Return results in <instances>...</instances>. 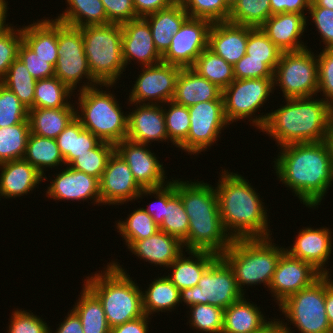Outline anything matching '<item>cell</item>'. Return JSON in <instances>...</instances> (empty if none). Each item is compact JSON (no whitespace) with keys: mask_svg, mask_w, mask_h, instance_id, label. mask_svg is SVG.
Returning a JSON list of instances; mask_svg holds the SVG:
<instances>
[{"mask_svg":"<svg viewBox=\"0 0 333 333\" xmlns=\"http://www.w3.org/2000/svg\"><path fill=\"white\" fill-rule=\"evenodd\" d=\"M278 149V179L308 208L318 207L333 182V150L329 140L293 143Z\"/></svg>","mask_w":333,"mask_h":333,"instance_id":"1","label":"cell"},{"mask_svg":"<svg viewBox=\"0 0 333 333\" xmlns=\"http://www.w3.org/2000/svg\"><path fill=\"white\" fill-rule=\"evenodd\" d=\"M221 173L215 190L226 233L232 240L270 237L268 210L256 188L241 174L225 169Z\"/></svg>","mask_w":333,"mask_h":333,"instance_id":"2","label":"cell"},{"mask_svg":"<svg viewBox=\"0 0 333 333\" xmlns=\"http://www.w3.org/2000/svg\"><path fill=\"white\" fill-rule=\"evenodd\" d=\"M286 105L269 112L261 129L278 143H313L329 140L333 125V108L322 98H290Z\"/></svg>","mask_w":333,"mask_h":333,"instance_id":"3","label":"cell"},{"mask_svg":"<svg viewBox=\"0 0 333 333\" xmlns=\"http://www.w3.org/2000/svg\"><path fill=\"white\" fill-rule=\"evenodd\" d=\"M102 273L86 277L84 284L101 302L108 326L114 328L144 316L142 290L118 262Z\"/></svg>","mask_w":333,"mask_h":333,"instance_id":"4","label":"cell"},{"mask_svg":"<svg viewBox=\"0 0 333 333\" xmlns=\"http://www.w3.org/2000/svg\"><path fill=\"white\" fill-rule=\"evenodd\" d=\"M272 237L234 239L221 255L233 270L236 283L245 295V285L263 283L269 288L280 256L285 248L272 243Z\"/></svg>","mask_w":333,"mask_h":333,"instance_id":"5","label":"cell"},{"mask_svg":"<svg viewBox=\"0 0 333 333\" xmlns=\"http://www.w3.org/2000/svg\"><path fill=\"white\" fill-rule=\"evenodd\" d=\"M100 86V87H99ZM87 88L77 94L79 103L76 118L84 129L94 134L100 141L116 145L127 138L128 115L125 114L114 94L101 87H113V84H100ZM81 109V111H80ZM79 111V112H78ZM81 112V114H79ZM125 114V115H124Z\"/></svg>","mask_w":333,"mask_h":333,"instance_id":"6","label":"cell"},{"mask_svg":"<svg viewBox=\"0 0 333 333\" xmlns=\"http://www.w3.org/2000/svg\"><path fill=\"white\" fill-rule=\"evenodd\" d=\"M92 77L99 84H116L125 67L120 24L79 28Z\"/></svg>","mask_w":333,"mask_h":333,"instance_id":"7","label":"cell"},{"mask_svg":"<svg viewBox=\"0 0 333 333\" xmlns=\"http://www.w3.org/2000/svg\"><path fill=\"white\" fill-rule=\"evenodd\" d=\"M279 309L288 323L290 321L301 333H333L325 308V274L310 286L288 296L279 304ZM283 325L293 333L287 323Z\"/></svg>","mask_w":333,"mask_h":333,"instance_id":"8","label":"cell"},{"mask_svg":"<svg viewBox=\"0 0 333 333\" xmlns=\"http://www.w3.org/2000/svg\"><path fill=\"white\" fill-rule=\"evenodd\" d=\"M273 78L235 79L222 90L224 114L229 124L248 118L261 130L269 113L255 115L275 90ZM238 119V120H237ZM232 122V123H231Z\"/></svg>","mask_w":333,"mask_h":333,"instance_id":"9","label":"cell"},{"mask_svg":"<svg viewBox=\"0 0 333 333\" xmlns=\"http://www.w3.org/2000/svg\"><path fill=\"white\" fill-rule=\"evenodd\" d=\"M243 296L233 270L218 256L204 271L196 286L180 291V302L189 307L195 304H211L226 309Z\"/></svg>","mask_w":333,"mask_h":333,"instance_id":"10","label":"cell"},{"mask_svg":"<svg viewBox=\"0 0 333 333\" xmlns=\"http://www.w3.org/2000/svg\"><path fill=\"white\" fill-rule=\"evenodd\" d=\"M314 55L309 48L282 52L274 70L273 85L280 86L285 99L317 96L318 62Z\"/></svg>","mask_w":333,"mask_h":333,"instance_id":"11","label":"cell"},{"mask_svg":"<svg viewBox=\"0 0 333 333\" xmlns=\"http://www.w3.org/2000/svg\"><path fill=\"white\" fill-rule=\"evenodd\" d=\"M58 60L54 68V76L72 91L77 84L86 78L78 91L100 85L91 75L84 52V41L81 30L58 21Z\"/></svg>","mask_w":333,"mask_h":333,"instance_id":"12","label":"cell"},{"mask_svg":"<svg viewBox=\"0 0 333 333\" xmlns=\"http://www.w3.org/2000/svg\"><path fill=\"white\" fill-rule=\"evenodd\" d=\"M190 130L187 138L178 146L188 154H200L220 138L228 125L224 114L223 100L199 102L188 107ZM206 149V150H205Z\"/></svg>","mask_w":333,"mask_h":333,"instance_id":"13","label":"cell"},{"mask_svg":"<svg viewBox=\"0 0 333 333\" xmlns=\"http://www.w3.org/2000/svg\"><path fill=\"white\" fill-rule=\"evenodd\" d=\"M141 69L127 99L130 104L165 105L172 101L181 67L160 62Z\"/></svg>","mask_w":333,"mask_h":333,"instance_id":"14","label":"cell"},{"mask_svg":"<svg viewBox=\"0 0 333 333\" xmlns=\"http://www.w3.org/2000/svg\"><path fill=\"white\" fill-rule=\"evenodd\" d=\"M211 26L209 20L188 17L172 37L170 47L162 55V62L181 68L192 67L198 56L208 48Z\"/></svg>","mask_w":333,"mask_h":333,"instance_id":"15","label":"cell"},{"mask_svg":"<svg viewBox=\"0 0 333 333\" xmlns=\"http://www.w3.org/2000/svg\"><path fill=\"white\" fill-rule=\"evenodd\" d=\"M148 144H140L124 139L115 145V151L128 164L135 181L142 189H153L166 185L163 164L154 153L147 149Z\"/></svg>","mask_w":333,"mask_h":333,"instance_id":"16","label":"cell"},{"mask_svg":"<svg viewBox=\"0 0 333 333\" xmlns=\"http://www.w3.org/2000/svg\"><path fill=\"white\" fill-rule=\"evenodd\" d=\"M321 275L310 263L294 258L285 251L280 256L268 290L279 305L288 296L310 286Z\"/></svg>","mask_w":333,"mask_h":333,"instance_id":"17","label":"cell"},{"mask_svg":"<svg viewBox=\"0 0 333 333\" xmlns=\"http://www.w3.org/2000/svg\"><path fill=\"white\" fill-rule=\"evenodd\" d=\"M141 191L128 164L114 151L100 180L101 204L122 205L124 202L135 201Z\"/></svg>","mask_w":333,"mask_h":333,"instance_id":"18","label":"cell"},{"mask_svg":"<svg viewBox=\"0 0 333 333\" xmlns=\"http://www.w3.org/2000/svg\"><path fill=\"white\" fill-rule=\"evenodd\" d=\"M232 242L226 233L220 214L192 215L189 218L187 240L183 243L186 251H208L221 256Z\"/></svg>","mask_w":333,"mask_h":333,"instance_id":"19","label":"cell"},{"mask_svg":"<svg viewBox=\"0 0 333 333\" xmlns=\"http://www.w3.org/2000/svg\"><path fill=\"white\" fill-rule=\"evenodd\" d=\"M47 186L46 196L53 200L86 201L100 205V180L67 166Z\"/></svg>","mask_w":333,"mask_h":333,"instance_id":"20","label":"cell"},{"mask_svg":"<svg viewBox=\"0 0 333 333\" xmlns=\"http://www.w3.org/2000/svg\"><path fill=\"white\" fill-rule=\"evenodd\" d=\"M121 27L125 67L131 60H137L142 67L162 62V55L154 45L151 28L144 18L123 23Z\"/></svg>","mask_w":333,"mask_h":333,"instance_id":"21","label":"cell"},{"mask_svg":"<svg viewBox=\"0 0 333 333\" xmlns=\"http://www.w3.org/2000/svg\"><path fill=\"white\" fill-rule=\"evenodd\" d=\"M304 228L298 232L292 247L285 248V251L294 258L310 263L322 275L329 274L325 265L332 253V231L327 227Z\"/></svg>","mask_w":333,"mask_h":333,"instance_id":"22","label":"cell"},{"mask_svg":"<svg viewBox=\"0 0 333 333\" xmlns=\"http://www.w3.org/2000/svg\"><path fill=\"white\" fill-rule=\"evenodd\" d=\"M163 106L139 104L135 110L129 112L126 139L140 144L166 140L168 142Z\"/></svg>","mask_w":333,"mask_h":333,"instance_id":"23","label":"cell"},{"mask_svg":"<svg viewBox=\"0 0 333 333\" xmlns=\"http://www.w3.org/2000/svg\"><path fill=\"white\" fill-rule=\"evenodd\" d=\"M306 15L298 13H278L271 15L260 29L282 51H299L307 48L301 40L306 29Z\"/></svg>","mask_w":333,"mask_h":333,"instance_id":"24","label":"cell"},{"mask_svg":"<svg viewBox=\"0 0 333 333\" xmlns=\"http://www.w3.org/2000/svg\"><path fill=\"white\" fill-rule=\"evenodd\" d=\"M247 26L214 22L209 31L208 48L234 65L246 54Z\"/></svg>","mask_w":333,"mask_h":333,"instance_id":"25","label":"cell"},{"mask_svg":"<svg viewBox=\"0 0 333 333\" xmlns=\"http://www.w3.org/2000/svg\"><path fill=\"white\" fill-rule=\"evenodd\" d=\"M0 193L5 198L21 197L44 181V176L24 158L0 164Z\"/></svg>","mask_w":333,"mask_h":333,"instance_id":"26","label":"cell"},{"mask_svg":"<svg viewBox=\"0 0 333 333\" xmlns=\"http://www.w3.org/2000/svg\"><path fill=\"white\" fill-rule=\"evenodd\" d=\"M183 243L163 231L134 241L128 249L138 258L154 265L168 268L183 251Z\"/></svg>","mask_w":333,"mask_h":333,"instance_id":"27","label":"cell"},{"mask_svg":"<svg viewBox=\"0 0 333 333\" xmlns=\"http://www.w3.org/2000/svg\"><path fill=\"white\" fill-rule=\"evenodd\" d=\"M211 100H223L222 90L191 67L181 68L172 101L190 107Z\"/></svg>","mask_w":333,"mask_h":333,"instance_id":"28","label":"cell"},{"mask_svg":"<svg viewBox=\"0 0 333 333\" xmlns=\"http://www.w3.org/2000/svg\"><path fill=\"white\" fill-rule=\"evenodd\" d=\"M175 191L185 207L188 218L200 214H220L215 187L203 181L175 179Z\"/></svg>","mask_w":333,"mask_h":333,"instance_id":"29","label":"cell"},{"mask_svg":"<svg viewBox=\"0 0 333 333\" xmlns=\"http://www.w3.org/2000/svg\"><path fill=\"white\" fill-rule=\"evenodd\" d=\"M22 41L39 57L50 60V64L55 68L58 60L57 20L47 18L22 26Z\"/></svg>","mask_w":333,"mask_h":333,"instance_id":"30","label":"cell"},{"mask_svg":"<svg viewBox=\"0 0 333 333\" xmlns=\"http://www.w3.org/2000/svg\"><path fill=\"white\" fill-rule=\"evenodd\" d=\"M185 252L190 256L186 257L181 253L168 267L172 272L168 273L167 277L180 291L196 286L204 271L218 257L217 254L208 251Z\"/></svg>","mask_w":333,"mask_h":333,"instance_id":"31","label":"cell"},{"mask_svg":"<svg viewBox=\"0 0 333 333\" xmlns=\"http://www.w3.org/2000/svg\"><path fill=\"white\" fill-rule=\"evenodd\" d=\"M188 17L181 3H173L166 9L144 17L151 28L154 45L161 55L168 50L172 37Z\"/></svg>","mask_w":333,"mask_h":333,"instance_id":"32","label":"cell"},{"mask_svg":"<svg viewBox=\"0 0 333 333\" xmlns=\"http://www.w3.org/2000/svg\"><path fill=\"white\" fill-rule=\"evenodd\" d=\"M269 322L260 307L247 301L244 295L224 309L222 333H255Z\"/></svg>","mask_w":333,"mask_h":333,"instance_id":"33","label":"cell"},{"mask_svg":"<svg viewBox=\"0 0 333 333\" xmlns=\"http://www.w3.org/2000/svg\"><path fill=\"white\" fill-rule=\"evenodd\" d=\"M71 103L63 108H31L29 123L31 133L56 139L58 135L76 118V109Z\"/></svg>","mask_w":333,"mask_h":333,"instance_id":"34","label":"cell"},{"mask_svg":"<svg viewBox=\"0 0 333 333\" xmlns=\"http://www.w3.org/2000/svg\"><path fill=\"white\" fill-rule=\"evenodd\" d=\"M55 140L64 158L65 166L79 155L94 149L101 142L94 134L84 129L77 118L71 121Z\"/></svg>","mask_w":333,"mask_h":333,"instance_id":"35","label":"cell"},{"mask_svg":"<svg viewBox=\"0 0 333 333\" xmlns=\"http://www.w3.org/2000/svg\"><path fill=\"white\" fill-rule=\"evenodd\" d=\"M66 3L69 7L55 20L76 28L108 24L101 0H67Z\"/></svg>","mask_w":333,"mask_h":333,"instance_id":"36","label":"cell"},{"mask_svg":"<svg viewBox=\"0 0 333 333\" xmlns=\"http://www.w3.org/2000/svg\"><path fill=\"white\" fill-rule=\"evenodd\" d=\"M142 291L143 310L147 316L153 313L172 311L180 305V290L167 276L155 278L149 288ZM175 307V308H174Z\"/></svg>","mask_w":333,"mask_h":333,"instance_id":"37","label":"cell"},{"mask_svg":"<svg viewBox=\"0 0 333 333\" xmlns=\"http://www.w3.org/2000/svg\"><path fill=\"white\" fill-rule=\"evenodd\" d=\"M24 159L45 176L44 181L47 179L44 174L46 168L65 165L56 140L41 137L33 133L29 134Z\"/></svg>","mask_w":333,"mask_h":333,"instance_id":"38","label":"cell"},{"mask_svg":"<svg viewBox=\"0 0 333 333\" xmlns=\"http://www.w3.org/2000/svg\"><path fill=\"white\" fill-rule=\"evenodd\" d=\"M73 311L82 323L83 333H110L105 312L99 299L85 286Z\"/></svg>","mask_w":333,"mask_h":333,"instance_id":"39","label":"cell"},{"mask_svg":"<svg viewBox=\"0 0 333 333\" xmlns=\"http://www.w3.org/2000/svg\"><path fill=\"white\" fill-rule=\"evenodd\" d=\"M159 230L179 239L182 243L187 240L189 218L179 195L175 191V180L167 183V207L165 218Z\"/></svg>","mask_w":333,"mask_h":333,"instance_id":"40","label":"cell"},{"mask_svg":"<svg viewBox=\"0 0 333 333\" xmlns=\"http://www.w3.org/2000/svg\"><path fill=\"white\" fill-rule=\"evenodd\" d=\"M191 68L221 90L235 80L233 65L227 63L209 48L198 56Z\"/></svg>","mask_w":333,"mask_h":333,"instance_id":"41","label":"cell"},{"mask_svg":"<svg viewBox=\"0 0 333 333\" xmlns=\"http://www.w3.org/2000/svg\"><path fill=\"white\" fill-rule=\"evenodd\" d=\"M37 80L30 74L25 64L17 57L9 66L1 82L10 89L28 108H34L35 85Z\"/></svg>","mask_w":333,"mask_h":333,"instance_id":"42","label":"cell"},{"mask_svg":"<svg viewBox=\"0 0 333 333\" xmlns=\"http://www.w3.org/2000/svg\"><path fill=\"white\" fill-rule=\"evenodd\" d=\"M30 133L29 120L0 128V164L24 158Z\"/></svg>","mask_w":333,"mask_h":333,"instance_id":"43","label":"cell"},{"mask_svg":"<svg viewBox=\"0 0 333 333\" xmlns=\"http://www.w3.org/2000/svg\"><path fill=\"white\" fill-rule=\"evenodd\" d=\"M73 91L57 77L37 80L35 85L34 108H63L71 104ZM69 100V102H68Z\"/></svg>","mask_w":333,"mask_h":333,"instance_id":"44","label":"cell"},{"mask_svg":"<svg viewBox=\"0 0 333 333\" xmlns=\"http://www.w3.org/2000/svg\"><path fill=\"white\" fill-rule=\"evenodd\" d=\"M270 16V0H238L230 10L228 22L258 28Z\"/></svg>","mask_w":333,"mask_h":333,"instance_id":"45","label":"cell"},{"mask_svg":"<svg viewBox=\"0 0 333 333\" xmlns=\"http://www.w3.org/2000/svg\"><path fill=\"white\" fill-rule=\"evenodd\" d=\"M116 225L117 232H120L127 247L134 241L148 238L159 231L158 225L143 208L133 210L125 221L119 220Z\"/></svg>","mask_w":333,"mask_h":333,"instance_id":"46","label":"cell"},{"mask_svg":"<svg viewBox=\"0 0 333 333\" xmlns=\"http://www.w3.org/2000/svg\"><path fill=\"white\" fill-rule=\"evenodd\" d=\"M246 54L249 59L263 60L273 71L282 51L258 28L247 26Z\"/></svg>","mask_w":333,"mask_h":333,"instance_id":"47","label":"cell"},{"mask_svg":"<svg viewBox=\"0 0 333 333\" xmlns=\"http://www.w3.org/2000/svg\"><path fill=\"white\" fill-rule=\"evenodd\" d=\"M115 151V145L101 141L94 149L79 155L68 166L101 180L109 157Z\"/></svg>","mask_w":333,"mask_h":333,"instance_id":"48","label":"cell"},{"mask_svg":"<svg viewBox=\"0 0 333 333\" xmlns=\"http://www.w3.org/2000/svg\"><path fill=\"white\" fill-rule=\"evenodd\" d=\"M163 107L165 116L166 132L168 141L170 140L176 148L187 138L190 130V115L188 107L176 104L173 101L166 103Z\"/></svg>","mask_w":333,"mask_h":333,"instance_id":"49","label":"cell"},{"mask_svg":"<svg viewBox=\"0 0 333 333\" xmlns=\"http://www.w3.org/2000/svg\"><path fill=\"white\" fill-rule=\"evenodd\" d=\"M190 326L205 333H222L224 309L211 304H195L188 307Z\"/></svg>","mask_w":333,"mask_h":333,"instance_id":"50","label":"cell"},{"mask_svg":"<svg viewBox=\"0 0 333 333\" xmlns=\"http://www.w3.org/2000/svg\"><path fill=\"white\" fill-rule=\"evenodd\" d=\"M189 17L214 22H227L231 8L224 0H182Z\"/></svg>","mask_w":333,"mask_h":333,"instance_id":"51","label":"cell"},{"mask_svg":"<svg viewBox=\"0 0 333 333\" xmlns=\"http://www.w3.org/2000/svg\"><path fill=\"white\" fill-rule=\"evenodd\" d=\"M28 115L29 109L10 89L0 83V128L29 120Z\"/></svg>","mask_w":333,"mask_h":333,"instance_id":"52","label":"cell"},{"mask_svg":"<svg viewBox=\"0 0 333 333\" xmlns=\"http://www.w3.org/2000/svg\"><path fill=\"white\" fill-rule=\"evenodd\" d=\"M22 42V28L11 27L0 36V83L4 80L9 66L18 57Z\"/></svg>","mask_w":333,"mask_h":333,"instance_id":"53","label":"cell"},{"mask_svg":"<svg viewBox=\"0 0 333 333\" xmlns=\"http://www.w3.org/2000/svg\"><path fill=\"white\" fill-rule=\"evenodd\" d=\"M317 56L318 62V92L333 108V49H322Z\"/></svg>","mask_w":333,"mask_h":333,"instance_id":"54","label":"cell"},{"mask_svg":"<svg viewBox=\"0 0 333 333\" xmlns=\"http://www.w3.org/2000/svg\"><path fill=\"white\" fill-rule=\"evenodd\" d=\"M11 314L8 333H50V327L43 321L44 319L31 311L17 308Z\"/></svg>","mask_w":333,"mask_h":333,"instance_id":"55","label":"cell"},{"mask_svg":"<svg viewBox=\"0 0 333 333\" xmlns=\"http://www.w3.org/2000/svg\"><path fill=\"white\" fill-rule=\"evenodd\" d=\"M18 58L36 80L54 77V67L50 64V60L39 57L23 41L18 49Z\"/></svg>","mask_w":333,"mask_h":333,"instance_id":"56","label":"cell"},{"mask_svg":"<svg viewBox=\"0 0 333 333\" xmlns=\"http://www.w3.org/2000/svg\"><path fill=\"white\" fill-rule=\"evenodd\" d=\"M235 79L273 78L274 71L263 60L249 59L245 54L233 65Z\"/></svg>","mask_w":333,"mask_h":333,"instance_id":"57","label":"cell"},{"mask_svg":"<svg viewBox=\"0 0 333 333\" xmlns=\"http://www.w3.org/2000/svg\"><path fill=\"white\" fill-rule=\"evenodd\" d=\"M308 13L324 43V49H333V10L310 6Z\"/></svg>","mask_w":333,"mask_h":333,"instance_id":"58","label":"cell"},{"mask_svg":"<svg viewBox=\"0 0 333 333\" xmlns=\"http://www.w3.org/2000/svg\"><path fill=\"white\" fill-rule=\"evenodd\" d=\"M108 24H120L137 19L133 0H101Z\"/></svg>","mask_w":333,"mask_h":333,"instance_id":"59","label":"cell"},{"mask_svg":"<svg viewBox=\"0 0 333 333\" xmlns=\"http://www.w3.org/2000/svg\"><path fill=\"white\" fill-rule=\"evenodd\" d=\"M153 194H156V201L152 202V204H149L147 208L143 209L150 217L153 218V220L159 227L162 224L163 219L165 218V207H167V184L158 188L142 189L140 195L138 196V199L142 198L143 196H150ZM154 203L156 204L157 209Z\"/></svg>","mask_w":333,"mask_h":333,"instance_id":"60","label":"cell"},{"mask_svg":"<svg viewBox=\"0 0 333 333\" xmlns=\"http://www.w3.org/2000/svg\"><path fill=\"white\" fill-rule=\"evenodd\" d=\"M311 0H270L271 15L278 13H298L306 15L304 10L308 11Z\"/></svg>","mask_w":333,"mask_h":333,"instance_id":"61","label":"cell"},{"mask_svg":"<svg viewBox=\"0 0 333 333\" xmlns=\"http://www.w3.org/2000/svg\"><path fill=\"white\" fill-rule=\"evenodd\" d=\"M173 3L172 0H133L137 18L154 14L159 10L170 7Z\"/></svg>","mask_w":333,"mask_h":333,"instance_id":"62","label":"cell"},{"mask_svg":"<svg viewBox=\"0 0 333 333\" xmlns=\"http://www.w3.org/2000/svg\"><path fill=\"white\" fill-rule=\"evenodd\" d=\"M148 319L151 317L145 314L138 319L111 328L110 333H148V323L150 322Z\"/></svg>","mask_w":333,"mask_h":333,"instance_id":"63","label":"cell"},{"mask_svg":"<svg viewBox=\"0 0 333 333\" xmlns=\"http://www.w3.org/2000/svg\"><path fill=\"white\" fill-rule=\"evenodd\" d=\"M55 333H83L82 323L78 315L71 309L64 321L59 324ZM50 333H52L50 329Z\"/></svg>","mask_w":333,"mask_h":333,"instance_id":"64","label":"cell"},{"mask_svg":"<svg viewBox=\"0 0 333 333\" xmlns=\"http://www.w3.org/2000/svg\"><path fill=\"white\" fill-rule=\"evenodd\" d=\"M330 276L331 274H325V308L328 322L333 329V279Z\"/></svg>","mask_w":333,"mask_h":333,"instance_id":"65","label":"cell"},{"mask_svg":"<svg viewBox=\"0 0 333 333\" xmlns=\"http://www.w3.org/2000/svg\"><path fill=\"white\" fill-rule=\"evenodd\" d=\"M277 320V321H276ZM275 319L265 325L260 331L255 333H290L283 325V321Z\"/></svg>","mask_w":333,"mask_h":333,"instance_id":"66","label":"cell"},{"mask_svg":"<svg viewBox=\"0 0 333 333\" xmlns=\"http://www.w3.org/2000/svg\"><path fill=\"white\" fill-rule=\"evenodd\" d=\"M6 0H0V36L5 33L11 26L6 24L7 12Z\"/></svg>","mask_w":333,"mask_h":333,"instance_id":"67","label":"cell"},{"mask_svg":"<svg viewBox=\"0 0 333 333\" xmlns=\"http://www.w3.org/2000/svg\"><path fill=\"white\" fill-rule=\"evenodd\" d=\"M310 6L324 7L333 10V0H311Z\"/></svg>","mask_w":333,"mask_h":333,"instance_id":"68","label":"cell"},{"mask_svg":"<svg viewBox=\"0 0 333 333\" xmlns=\"http://www.w3.org/2000/svg\"><path fill=\"white\" fill-rule=\"evenodd\" d=\"M224 1L230 8H232L238 0H224Z\"/></svg>","mask_w":333,"mask_h":333,"instance_id":"69","label":"cell"},{"mask_svg":"<svg viewBox=\"0 0 333 333\" xmlns=\"http://www.w3.org/2000/svg\"><path fill=\"white\" fill-rule=\"evenodd\" d=\"M329 141L331 143L332 150H333V125H332V129H331V133L329 135Z\"/></svg>","mask_w":333,"mask_h":333,"instance_id":"70","label":"cell"},{"mask_svg":"<svg viewBox=\"0 0 333 333\" xmlns=\"http://www.w3.org/2000/svg\"><path fill=\"white\" fill-rule=\"evenodd\" d=\"M174 3H181L182 0H172Z\"/></svg>","mask_w":333,"mask_h":333,"instance_id":"71","label":"cell"}]
</instances>
